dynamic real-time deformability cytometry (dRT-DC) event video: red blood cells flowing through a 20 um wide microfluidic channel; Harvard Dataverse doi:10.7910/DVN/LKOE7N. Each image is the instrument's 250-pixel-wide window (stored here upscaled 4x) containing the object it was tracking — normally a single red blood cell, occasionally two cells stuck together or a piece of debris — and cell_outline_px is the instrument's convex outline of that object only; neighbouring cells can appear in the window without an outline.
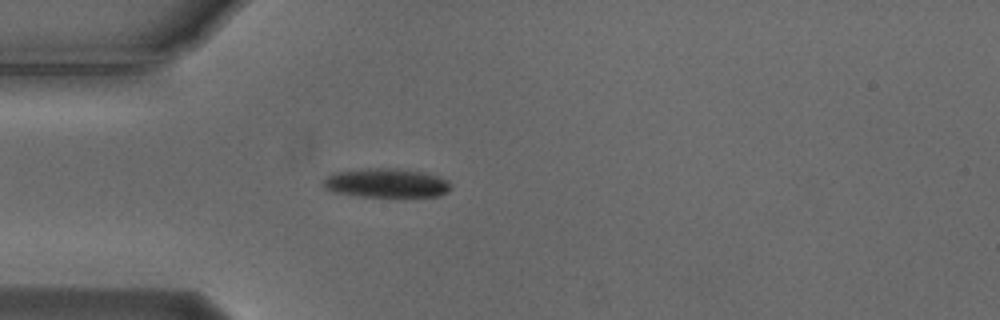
{"species": "Egyptian fruit bat (a non-hibernating species)", "species_latin": "Rousettus aegyptiacus", "temperature_condition": "cold", "stored_images_in_passage": 44, "camera_frame_rate_fps": 3000, "um_per_image_px": 0.085, "animal": {"sex": "male"}, "frame": {"image": 1, "passage_image": 7, "time_ms": 2.0, "image_size_px": [1000, 320], "cell_outline_px": [[452, 188], [448, 192], [440, 196], [356, 196], [332, 192], [324, 188], [320, 184], [320, 180], [324, 176], [332, 172], [364, 168], [408, 168], [440, 176], [448, 180], [452, 184]], "centroid_in_image_um": [32.79, 15.53], "position_along_channel_um": 52.2, "area_um2": 22.43}}
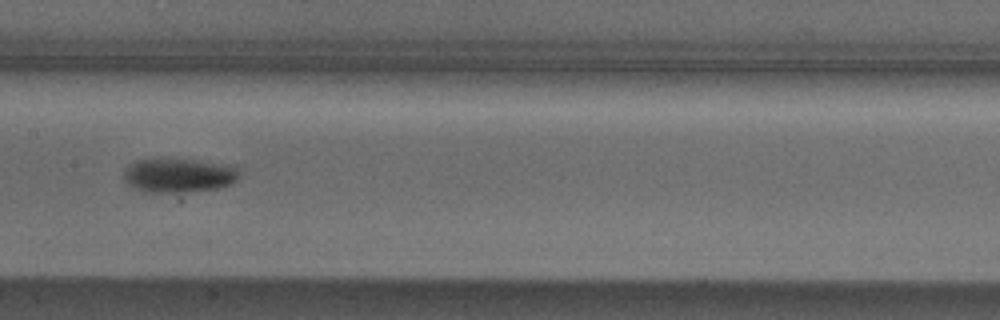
{"frame": {"image": 2, "passage_image": 19, "time_ms": 6.0, "image_size_px": [1000, 320], "cell_outline_px": [[240, 176], [232, 184], [220, 188], [188, 192], [144, 192], [128, 184], [124, 180], [124, 172], [128, 164], [136, 160], [200, 160], [228, 164], [236, 168]], "centroid_in_image_um": [15.22, 14.92], "position_along_channel_um": 192.2, "area_um2": 22.95}}
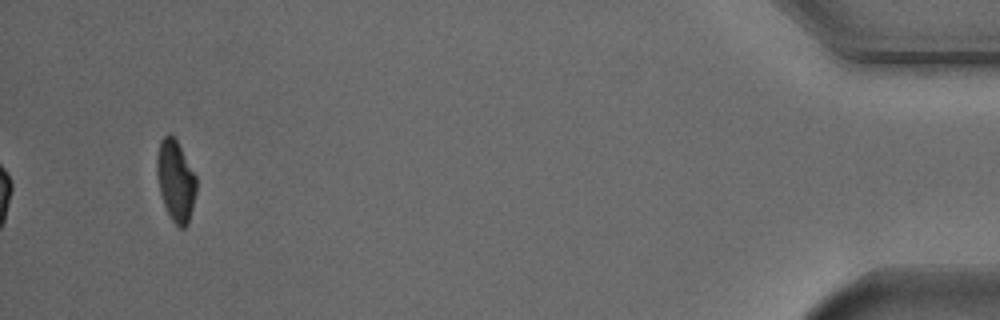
{"frame": {"image": 3, "passage_image": 44, "time_ms": 14.333, "image_size_px": [1000, 320], "cell_outline_px": [[196, 192], [188, 224], [184, 228], [180, 228], [172, 220], [164, 204], [160, 192], [156, 172], [156, 156], [160, 140], [168, 132], [176, 140], [196, 176]], "centroid_in_image_um": [14.92, 15.35], "position_along_channel_um": 420.3, "area_um2": 18.5}, "authors_computed_cell_mechanics": {"area_um2": 21.4438, "velocity_mm_per_s": 3.7209, "shape_relaxation_time_tau1_ms": 4.0795, "shape_relaxation_time_tau2_ms": null, "deformation_change_tau1": 0.1291, "deformation_change_tau2": null}}